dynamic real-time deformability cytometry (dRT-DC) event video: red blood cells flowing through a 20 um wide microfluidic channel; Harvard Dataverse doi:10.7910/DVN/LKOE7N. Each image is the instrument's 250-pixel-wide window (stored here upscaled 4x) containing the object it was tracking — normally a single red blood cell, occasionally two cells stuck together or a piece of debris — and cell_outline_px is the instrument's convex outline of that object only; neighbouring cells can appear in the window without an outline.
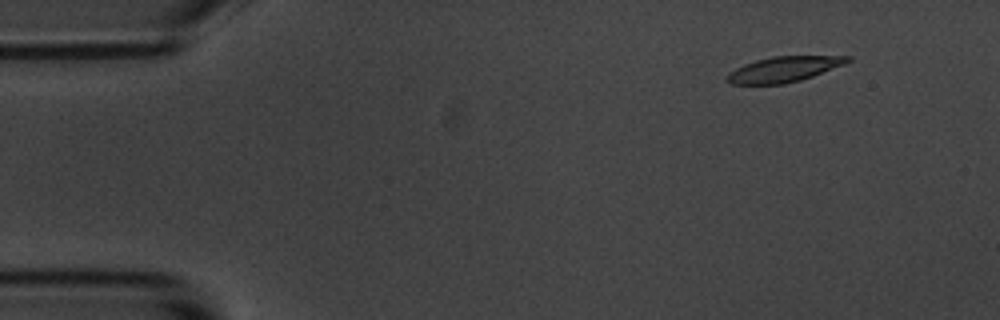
{"species": "common noctule bat (a hibernating species)", "species_latin": "Nyctalus noctula", "temperature_condition": "room temperature", "stored_images_in_passage": 6, "camera_frame_rate_fps": 3000, "um_per_image_px": 0.085, "animal": {"sex": "male", "body_mass_g": 20.1, "forearm_length_mm": 53.5}, "frame": {"image": 1, "passage_image": 2, "time_ms": 1.333, "image_size_px": [1000, 320], "cell_outline_px": [[852, 60], [844, 64], [812, 76], [800, 80], [784, 84], [728, 84], [724, 80], [724, 76], [728, 72], [744, 64], [756, 60], [772, 56], [852, 56]], "centroid_in_image_um": [66.56, 5.89], "position_along_channel_um": 18.4, "area_um2": 17.92}}
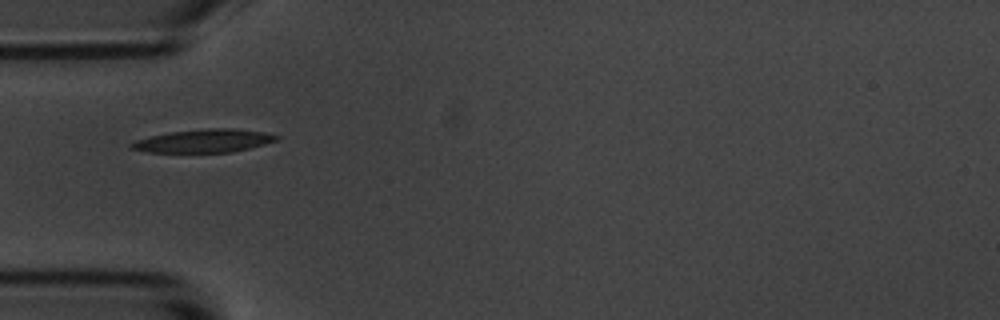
{"frame": {"image": 2, "passage_image": 5, "time_ms": 5.333, "image_size_px": [1000, 320], "cell_outline_px": [[280, 136], [276, 140], [264, 144], [232, 152], [148, 152], [128, 148], [128, 144], [136, 140], [148, 136], [168, 132], [204, 128], [232, 128], [264, 132]], "centroid_in_image_um": [17.26, 11.96], "position_along_channel_um": 67.7, "area_um2": 19.65}}